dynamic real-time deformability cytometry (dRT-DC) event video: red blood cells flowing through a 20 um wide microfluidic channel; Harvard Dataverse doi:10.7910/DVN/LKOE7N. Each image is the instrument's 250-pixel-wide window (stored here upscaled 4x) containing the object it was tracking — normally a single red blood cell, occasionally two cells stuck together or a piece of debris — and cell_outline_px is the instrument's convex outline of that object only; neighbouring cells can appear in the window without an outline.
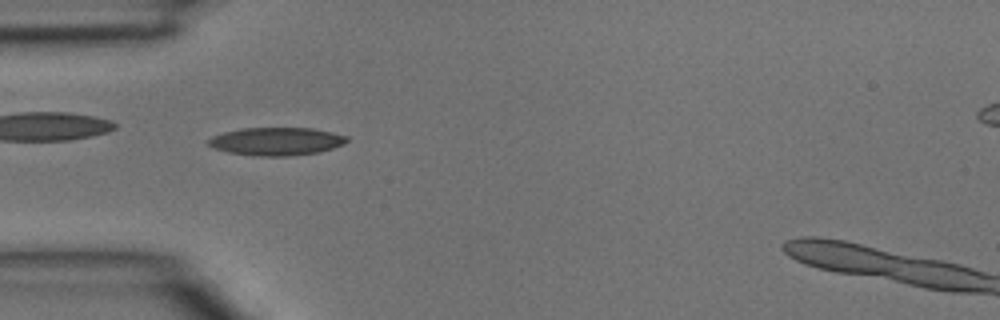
{"species": "common noctule bat (a hibernating species)", "species_latin": "Nyctalus noctula", "temperature_condition": "room temperature", "stored_images_in_passage": 4, "camera_frame_rate_fps": 3000, "um_per_image_px": 0.085, "animal": {"sex": "male", "body_mass_g": 15.6}, "frame": {"image": 1, "passage_image": 4, "time_ms": 1.0, "image_size_px": [1000, 320], "cell_outline_px": [[348, 140], [344, 144], [320, 152], [288, 156], [252, 156], [228, 152], [212, 148], [208, 144], [208, 140], [212, 136], [224, 132], [244, 128], [312, 128], [332, 132], [348, 136]], "centroid_in_image_um": [23.49, 12.02], "position_along_channel_um": 61.5, "area_um2": 22.66}}